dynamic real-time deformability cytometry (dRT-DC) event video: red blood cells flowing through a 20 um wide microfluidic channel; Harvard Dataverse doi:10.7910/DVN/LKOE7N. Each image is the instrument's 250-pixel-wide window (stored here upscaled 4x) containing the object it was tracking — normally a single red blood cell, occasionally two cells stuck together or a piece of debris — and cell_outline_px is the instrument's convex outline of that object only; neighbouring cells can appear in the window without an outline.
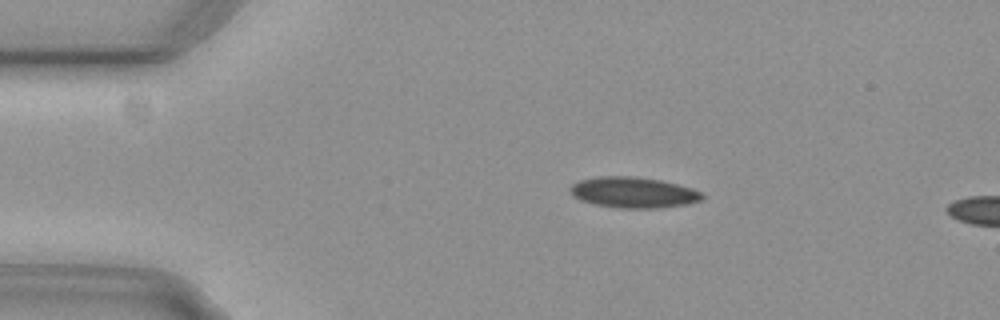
{"species": "common noctule bat (a hibernating species)", "species_latin": "Nyctalus noctula", "temperature_condition": "cold", "stored_images_in_passage": 5, "camera_frame_rate_fps": 3000, "um_per_image_px": 0.085, "animal": {"sex": "female", "body_mass_g": 29.2, "forearm_length_mm": 56.3}, "frame": {"image": 1, "passage_image": 3, "time_ms": 0.667, "image_size_px": [1000, 320], "cell_outline_px": [[704, 196], [700, 200], [684, 204], [656, 208], [620, 208], [596, 204], [580, 200], [568, 188], [572, 184], [580, 180], [600, 176], [636, 176], [660, 180], [692, 188], [700, 192]], "centroid_in_image_um": [53.82, 16.35], "position_along_channel_um": 31.2, "area_um2": 23.35}}